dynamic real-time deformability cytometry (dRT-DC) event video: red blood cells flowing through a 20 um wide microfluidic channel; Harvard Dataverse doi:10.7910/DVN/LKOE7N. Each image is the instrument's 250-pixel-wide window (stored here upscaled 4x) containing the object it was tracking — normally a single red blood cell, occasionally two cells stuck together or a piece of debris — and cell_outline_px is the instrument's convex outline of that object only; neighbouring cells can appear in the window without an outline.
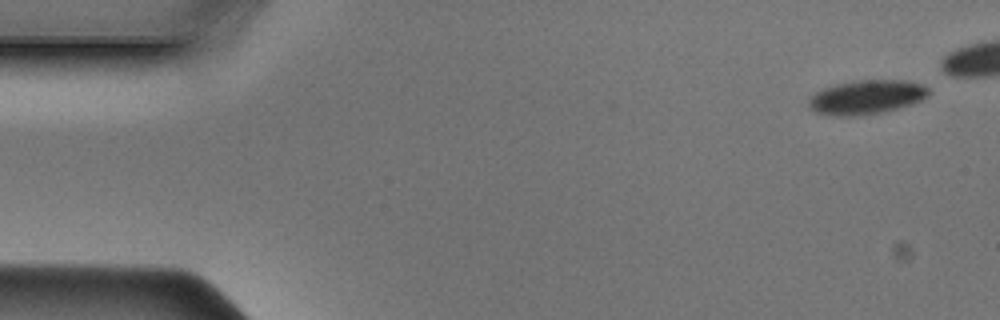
{"species": "Egyptian fruit bat (a non-hibernating species)", "species_latin": "Rousettus aegyptiacus", "temperature_condition": "cold", "stored_images_in_passage": 38, "camera_frame_rate_fps": 3000, "um_per_image_px": 0.085, "animal": {"sex": "male"}, "frame": {"image": 1, "passage_image": 1, "time_ms": 0.0, "image_size_px": [1000, 320], "cell_outline_px": [[928, 92], [920, 100], [912, 104], [880, 112], [860, 116], [832, 116], [816, 112], [808, 108], [808, 100], [816, 92], [824, 88], [836, 84], [860, 80], [904, 80], [920, 84], [928, 88]], "centroid_in_image_um": [73.59, 8.27], "position_along_channel_um": 11.4, "area_um2": 23.58}}
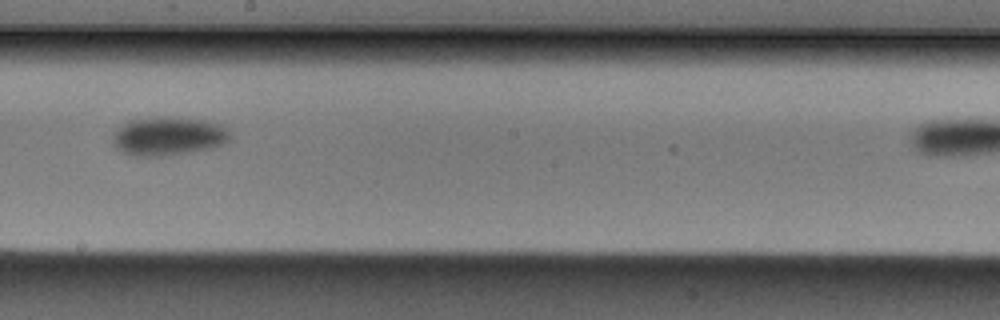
{"frame": {"image": 2, "passage_image": 25, "time_ms": 8.0, "image_size_px": [1000, 320], "cell_outline_px": [[232, 140], [224, 144], [212, 148], [172, 156], [132, 156], [116, 148], [112, 144], [112, 136], [128, 120], [168, 116], [204, 120], [220, 124], [228, 128], [232, 132]], "centroid_in_image_um": [14.38, 11.59], "position_along_channel_um": 233.8, "area_um2": 26.93}}
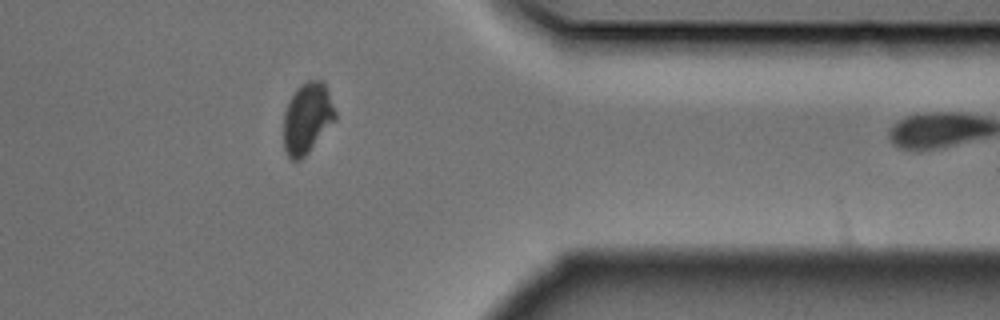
{"frame": {"image": 3, "passage_image": 37, "time_ms": 12.0, "image_size_px": [1000, 320], "cell_outline_px": [[336, 120], [308, 152], [300, 160], [292, 160], [288, 156], [284, 148], [284, 112], [296, 88], [300, 84], [308, 80], [324, 80], [336, 112]], "centroid_in_image_um": [26.13, 10.02], "position_along_channel_um": 385.3, "area_um2": 21.27}}